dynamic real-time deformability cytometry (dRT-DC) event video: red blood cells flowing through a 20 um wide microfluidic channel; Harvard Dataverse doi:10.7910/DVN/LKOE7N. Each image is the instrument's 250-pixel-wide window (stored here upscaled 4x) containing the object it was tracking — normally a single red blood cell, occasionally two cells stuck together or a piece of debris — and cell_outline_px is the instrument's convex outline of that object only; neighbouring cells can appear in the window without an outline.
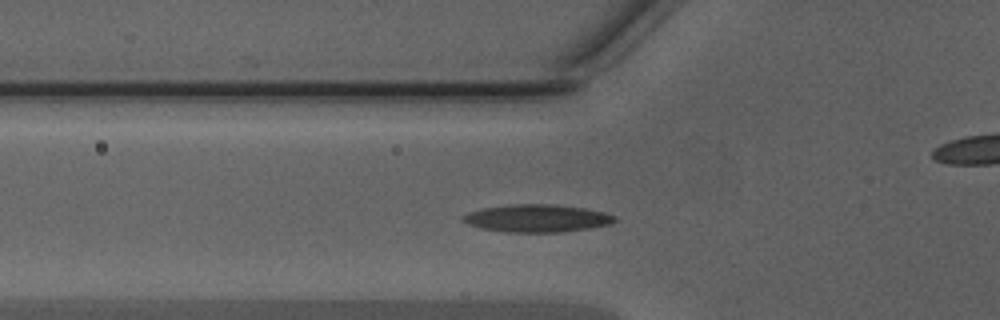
{"species": "Egyptian fruit bat (a non-hibernating species)", "species_latin": "Rousettus aegyptiacus", "temperature_condition": "warm", "stored_images_in_passage": 43, "camera_frame_rate_fps": 3000, "um_per_image_px": 0.085, "animal": {"sex": "male"}, "frame": {"image": 1, "passage_image": 12, "time_ms": 3.667, "image_size_px": [1000, 320], "cell_outline_px": [[616, 220], [612, 224], [588, 228], [560, 232], [504, 232], [480, 228], [468, 224], [460, 220], [460, 216], [468, 212], [484, 208], [512, 204], [556, 204], [584, 208], [604, 212], [616, 216]], "centroid_in_image_um": [45.62, 18.55], "position_along_channel_um": 80.2, "area_um2": 24.57}}
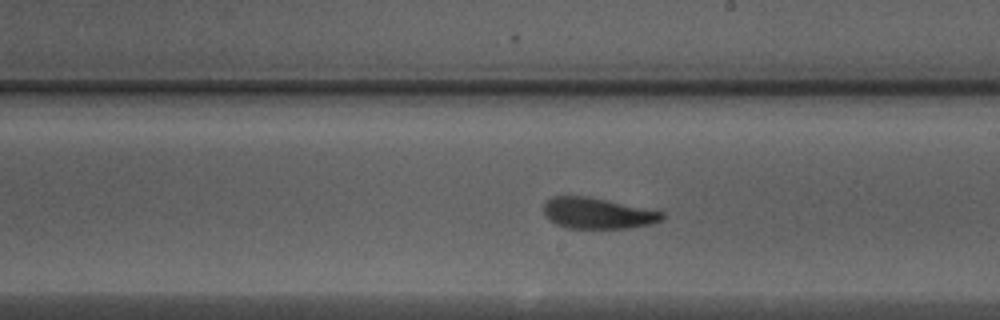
{"frame": {"image": 2, "passage_image": 23, "time_ms": 7.333, "image_size_px": [1000, 320], "cell_outline_px": [[664, 216], [660, 220], [652, 224], [628, 228], [568, 228], [556, 224], [548, 220], [544, 216], [544, 204], [552, 196], [588, 196], [664, 212]], "centroid_in_image_um": [50.76, 18.13], "position_along_channel_um": 238.2, "area_um2": 21.33}}
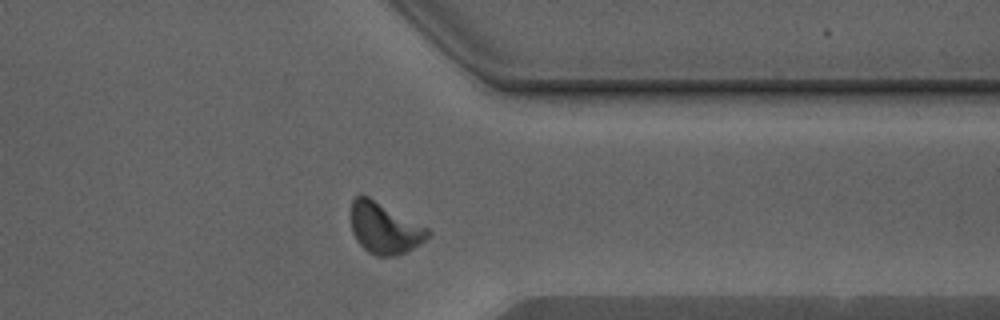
{"frame": {"image": 3, "passage_image": 33, "time_ms": 10.667, "image_size_px": [1000, 320], "cell_outline_px": [[432, 232], [420, 244], [396, 256], [376, 256], [368, 252], [356, 240], [352, 232], [352, 200], [356, 196], [368, 196], [428, 228]], "centroid_in_image_um": [32.68, 19.41], "position_along_channel_um": 378.7, "area_um2": 22.54}, "authors_computed_cell_mechanics": {"area_um2": 21.7906, "velocity_mm_per_s": 4.3049, "shape_relaxation_time_tau1_ms": 3.866, "shape_relaxation_time_tau2_ms": 1.8956, "deformation_change_tau1": 0.1523, "deformation_change_tau2": 0.0941}}